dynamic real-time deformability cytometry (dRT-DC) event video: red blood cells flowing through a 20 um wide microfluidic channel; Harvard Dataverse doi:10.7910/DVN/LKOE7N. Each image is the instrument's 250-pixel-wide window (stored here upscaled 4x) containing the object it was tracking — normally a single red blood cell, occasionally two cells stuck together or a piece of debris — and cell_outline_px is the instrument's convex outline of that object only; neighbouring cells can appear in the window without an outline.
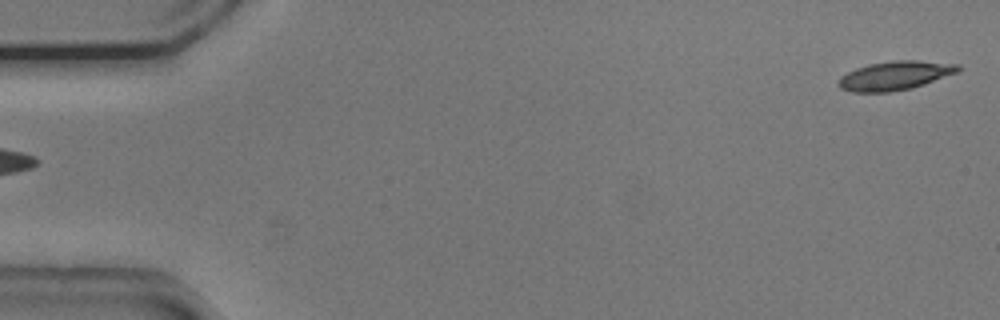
{"species": "common noctule bat (a hibernating species)", "species_latin": "Nyctalus noctula", "temperature_condition": "cold", "stored_images_in_passage": 9, "camera_frame_rate_fps": 3000, "um_per_image_px": 0.085, "animal": {"sex": "male", "body_mass_g": 20.5, "forearm_length_mm": 52.5}, "frame": {"image": 1, "passage_image": 1, "time_ms": 0.0, "image_size_px": [1000, 320], "cell_outline_px": [[960, 68], [956, 72], [924, 84], [912, 88], [888, 92], [852, 92], [840, 88], [836, 84], [840, 76], [856, 68], [868, 64], [892, 60], [916, 60], [960, 64]], "centroid_in_image_um": [76.02, 6.42], "position_along_channel_um": 9.0, "area_um2": 20.11}}